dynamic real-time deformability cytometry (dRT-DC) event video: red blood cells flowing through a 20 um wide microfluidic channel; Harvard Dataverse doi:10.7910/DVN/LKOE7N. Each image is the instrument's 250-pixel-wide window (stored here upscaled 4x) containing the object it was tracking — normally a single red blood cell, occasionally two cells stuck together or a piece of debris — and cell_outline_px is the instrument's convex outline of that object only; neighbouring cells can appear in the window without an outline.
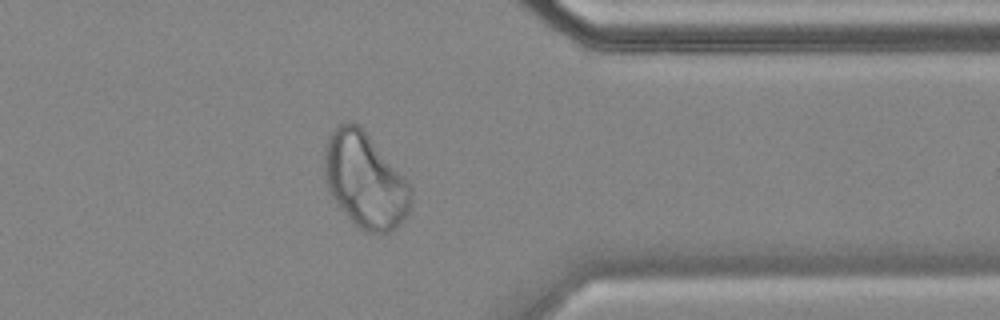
{"species": "common noctule bat (a hibernating species)", "species_latin": "Nyctalus noctula", "temperature_condition": "cold", "stored_images_in_passage": 43, "camera_frame_rate_fps": 3000, "um_per_image_px": 0.085, "animal": {"sex": "female", "body_mass_g": 18.4}, "frame": {"image": 1, "passage_image": 31, "time_ms": 10.0, "image_size_px": [1000, 320], "cell_outline_px": [[412, 200], [408, 212], [404, 220], [396, 228], [388, 232], [368, 232], [360, 228], [340, 208], [332, 196], [328, 188], [324, 176], [324, 148], [328, 136], [340, 124], [348, 120], [360, 124], [364, 128], [408, 180], [412, 188]], "centroid_in_image_um": [31.04, 15.28], "position_along_channel_um": 380.4, "area_um2": 48.32}}